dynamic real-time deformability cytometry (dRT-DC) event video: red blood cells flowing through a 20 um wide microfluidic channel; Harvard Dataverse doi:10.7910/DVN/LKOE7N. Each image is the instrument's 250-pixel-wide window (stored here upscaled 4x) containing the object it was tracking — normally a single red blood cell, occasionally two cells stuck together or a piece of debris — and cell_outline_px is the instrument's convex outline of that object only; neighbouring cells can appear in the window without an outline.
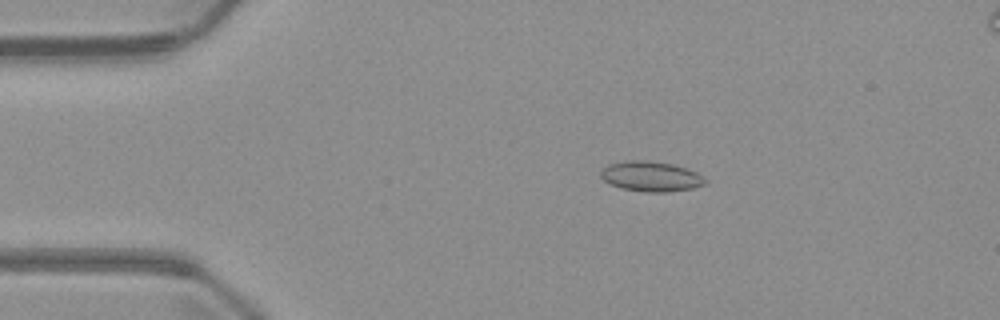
{"species": "common noctule bat (a hibernating species)", "species_latin": "Nyctalus noctula", "temperature_condition": "warm", "stored_images_in_passage": 5, "camera_frame_rate_fps": 3000, "um_per_image_px": 0.085, "animal": {"sex": "male", "body_mass_g": 23.1, "forearm_length_mm": 52.7}, "frame": {"image": 1, "passage_image": 5, "time_ms": 5.0, "image_size_px": [1000, 320], "cell_outline_px": [[708, 184], [692, 188], [668, 192], [644, 192], [620, 188], [604, 180], [600, 176], [600, 172], [608, 164], [632, 160], [648, 160], [672, 164], [696, 172], [704, 176], [708, 180]], "centroid_in_image_um": [55.37, 15.0], "position_along_channel_um": 29.6, "area_um2": 18.38}}